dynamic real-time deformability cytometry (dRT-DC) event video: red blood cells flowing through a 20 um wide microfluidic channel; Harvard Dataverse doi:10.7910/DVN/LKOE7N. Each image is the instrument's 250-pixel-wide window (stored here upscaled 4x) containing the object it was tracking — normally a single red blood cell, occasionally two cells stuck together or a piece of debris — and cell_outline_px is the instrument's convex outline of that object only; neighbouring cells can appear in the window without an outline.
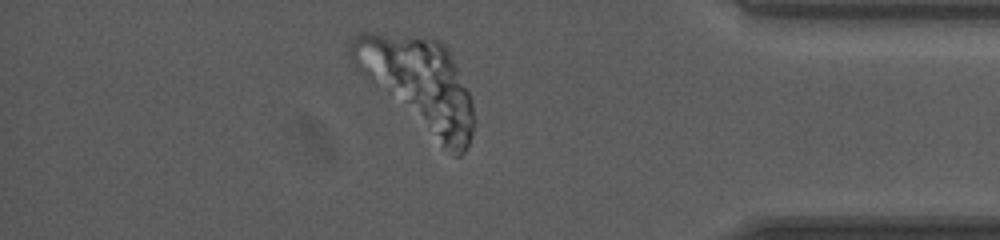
{"species": "human", "species_latin": "Homo sapiens", "temperature_condition": "room temperature", "stored_images_in_passage": 42, "camera_frame_rate_fps": 3000, "um_per_image_px": 0.085, "donor": {"sex": "female"}, "frame": {"image": 1, "passage_image": 36, "time_ms": 11.667, "image_size_px": [1000, 240], "cell_outline_px": [[472, 132], [468, 144], [464, 152], [460, 156], [456, 156], [364, 76], [356, 68], [348, 52], [348, 40], [356, 32], [372, 32], [440, 40], [448, 48], [472, 100]], "centroid_in_image_um": [35.55, 7.03], "position_along_channel_um": 399.7, "area_um2": 63.12}}